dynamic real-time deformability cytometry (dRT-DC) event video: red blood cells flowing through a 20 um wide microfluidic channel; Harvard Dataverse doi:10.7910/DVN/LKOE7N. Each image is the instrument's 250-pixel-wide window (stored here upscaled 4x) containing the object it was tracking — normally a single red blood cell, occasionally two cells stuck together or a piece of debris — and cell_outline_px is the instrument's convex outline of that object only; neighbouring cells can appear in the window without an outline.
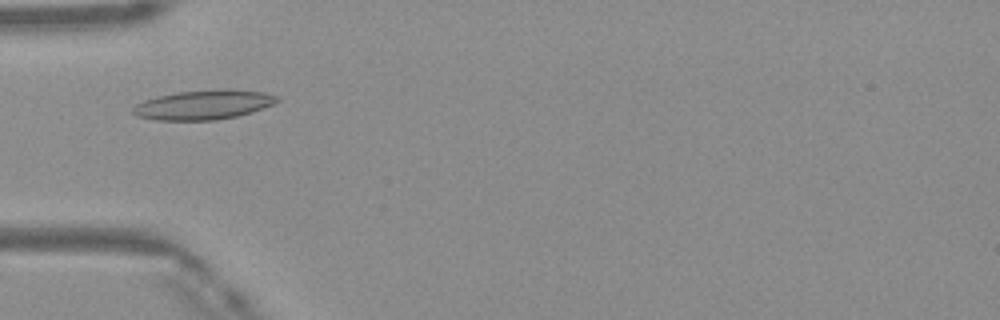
{"species": "Egyptian fruit bat (a non-hibernating species)", "species_latin": "Rousettus aegyptiacus", "temperature_condition": "warm", "stored_images_in_passage": 13, "camera_frame_rate_fps": 3000, "um_per_image_px": 0.085, "frame": {"image": 1, "passage_image": 1, "time_ms": 0.0, "image_size_px": [1000, 320], "cell_outline_px": [[280, 100], [272, 104], [252, 112], [236, 116], [216, 120], [156, 120], [136, 116], [132, 112], [132, 108], [136, 104], [144, 100], [160, 96], [180, 92], [216, 88], [232, 88], [264, 92], [280, 96]], "centroid_in_image_um": [17.34, 8.89], "position_along_channel_um": 67.7, "area_um2": 24.97}}
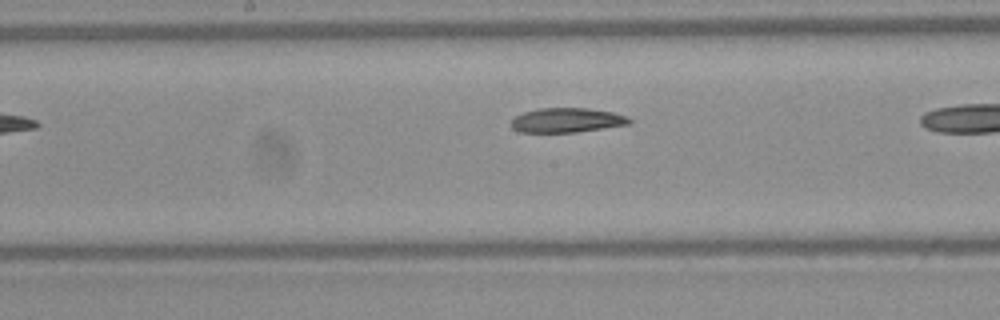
{"frame": {"image": 2, "passage_image": 8, "time_ms": 2.333, "image_size_px": [1000, 320], "cell_outline_px": [[632, 124], [576, 132], [520, 132], [512, 128], [508, 124], [512, 116], [524, 112], [540, 108], [588, 108], [612, 112], [624, 116], [632, 120]], "centroid_in_image_um": [48.12, 10.22], "position_along_channel_um": 200.1, "area_um2": 17.05}}
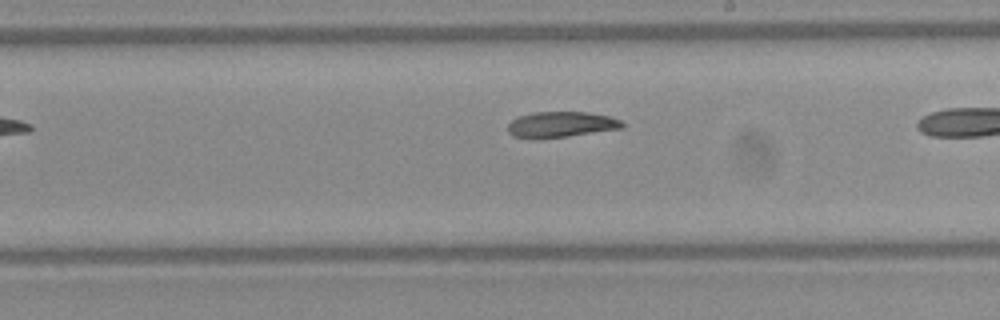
{"frame": {"image": 3, "passage_image": 11, "time_ms": 3.333, "image_size_px": [1000, 320], "cell_outline_px": [[624, 128], [568, 136], [512, 136], [508, 132], [508, 124], [512, 120], [520, 116], [532, 112], [588, 112], [608, 116], [620, 120], [624, 124]], "centroid_in_image_um": [47.74, 10.54], "position_along_channel_um": 241.3, "area_um2": 16.53}}